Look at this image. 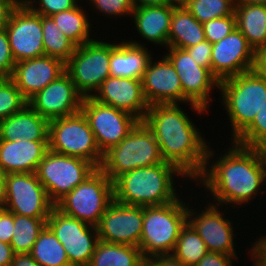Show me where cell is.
Returning a JSON list of instances; mask_svg holds the SVG:
<instances>
[{
  "mask_svg": "<svg viewBox=\"0 0 266 266\" xmlns=\"http://www.w3.org/2000/svg\"><path fill=\"white\" fill-rule=\"evenodd\" d=\"M178 105H151L143 122L153 132L163 161L196 180L210 164L208 160L214 152L208 149L202 134Z\"/></svg>",
  "mask_w": 266,
  "mask_h": 266,
  "instance_id": "1",
  "label": "cell"
},
{
  "mask_svg": "<svg viewBox=\"0 0 266 266\" xmlns=\"http://www.w3.org/2000/svg\"><path fill=\"white\" fill-rule=\"evenodd\" d=\"M230 151L213 161L211 169L205 167L198 177L203 185L210 190L218 203L247 202L264 184L266 171L260 154L256 148H248L233 142ZM207 168V169H206ZM208 170V171H207Z\"/></svg>",
  "mask_w": 266,
  "mask_h": 266,
  "instance_id": "2",
  "label": "cell"
},
{
  "mask_svg": "<svg viewBox=\"0 0 266 266\" xmlns=\"http://www.w3.org/2000/svg\"><path fill=\"white\" fill-rule=\"evenodd\" d=\"M184 174L173 164L136 168L120 175L114 182V200L130 206H158L178 199L173 174Z\"/></svg>",
  "mask_w": 266,
  "mask_h": 266,
  "instance_id": "3",
  "label": "cell"
},
{
  "mask_svg": "<svg viewBox=\"0 0 266 266\" xmlns=\"http://www.w3.org/2000/svg\"><path fill=\"white\" fill-rule=\"evenodd\" d=\"M177 199L171 203L143 207V228L139 243L142 256L152 258L171 254L187 223L188 207Z\"/></svg>",
  "mask_w": 266,
  "mask_h": 266,
  "instance_id": "4",
  "label": "cell"
},
{
  "mask_svg": "<svg viewBox=\"0 0 266 266\" xmlns=\"http://www.w3.org/2000/svg\"><path fill=\"white\" fill-rule=\"evenodd\" d=\"M218 88L230 117L234 140L266 102V78L251 69L219 82Z\"/></svg>",
  "mask_w": 266,
  "mask_h": 266,
  "instance_id": "5",
  "label": "cell"
},
{
  "mask_svg": "<svg viewBox=\"0 0 266 266\" xmlns=\"http://www.w3.org/2000/svg\"><path fill=\"white\" fill-rule=\"evenodd\" d=\"M162 162L153 132L143 121H139L117 146L103 154L99 168L114 182L124 173Z\"/></svg>",
  "mask_w": 266,
  "mask_h": 266,
  "instance_id": "6",
  "label": "cell"
},
{
  "mask_svg": "<svg viewBox=\"0 0 266 266\" xmlns=\"http://www.w3.org/2000/svg\"><path fill=\"white\" fill-rule=\"evenodd\" d=\"M114 201L113 181L97 168L81 184L60 199L55 207L62 213L97 226Z\"/></svg>",
  "mask_w": 266,
  "mask_h": 266,
  "instance_id": "7",
  "label": "cell"
},
{
  "mask_svg": "<svg viewBox=\"0 0 266 266\" xmlns=\"http://www.w3.org/2000/svg\"><path fill=\"white\" fill-rule=\"evenodd\" d=\"M48 144L49 150L85 159L96 168L102 163L103 154L82 111L50 120Z\"/></svg>",
  "mask_w": 266,
  "mask_h": 266,
  "instance_id": "8",
  "label": "cell"
},
{
  "mask_svg": "<svg viewBox=\"0 0 266 266\" xmlns=\"http://www.w3.org/2000/svg\"><path fill=\"white\" fill-rule=\"evenodd\" d=\"M111 44L93 40L76 46L65 63V72L70 76L77 91L83 97L92 96L110 76ZM91 93V94H90Z\"/></svg>",
  "mask_w": 266,
  "mask_h": 266,
  "instance_id": "9",
  "label": "cell"
},
{
  "mask_svg": "<svg viewBox=\"0 0 266 266\" xmlns=\"http://www.w3.org/2000/svg\"><path fill=\"white\" fill-rule=\"evenodd\" d=\"M96 169L85 159L48 150L35 173L50 200L56 204Z\"/></svg>",
  "mask_w": 266,
  "mask_h": 266,
  "instance_id": "10",
  "label": "cell"
},
{
  "mask_svg": "<svg viewBox=\"0 0 266 266\" xmlns=\"http://www.w3.org/2000/svg\"><path fill=\"white\" fill-rule=\"evenodd\" d=\"M1 206L13 214L48 219L55 204L36 173L7 174Z\"/></svg>",
  "mask_w": 266,
  "mask_h": 266,
  "instance_id": "11",
  "label": "cell"
},
{
  "mask_svg": "<svg viewBox=\"0 0 266 266\" xmlns=\"http://www.w3.org/2000/svg\"><path fill=\"white\" fill-rule=\"evenodd\" d=\"M46 226L63 245L71 266H88L99 241L96 226L68 216L56 207L51 211ZM91 232L95 234L92 236Z\"/></svg>",
  "mask_w": 266,
  "mask_h": 266,
  "instance_id": "12",
  "label": "cell"
},
{
  "mask_svg": "<svg viewBox=\"0 0 266 266\" xmlns=\"http://www.w3.org/2000/svg\"><path fill=\"white\" fill-rule=\"evenodd\" d=\"M81 111L102 154L117 146L139 122L130 113L102 104L91 96L83 98Z\"/></svg>",
  "mask_w": 266,
  "mask_h": 266,
  "instance_id": "13",
  "label": "cell"
},
{
  "mask_svg": "<svg viewBox=\"0 0 266 266\" xmlns=\"http://www.w3.org/2000/svg\"><path fill=\"white\" fill-rule=\"evenodd\" d=\"M166 58L176 70L183 90V103L189 102L198 113H203L208 108L210 90L219 87V81L212 73L191 57L186 49L168 47Z\"/></svg>",
  "mask_w": 266,
  "mask_h": 266,
  "instance_id": "14",
  "label": "cell"
},
{
  "mask_svg": "<svg viewBox=\"0 0 266 266\" xmlns=\"http://www.w3.org/2000/svg\"><path fill=\"white\" fill-rule=\"evenodd\" d=\"M15 62L44 56L42 16L23 1L5 26Z\"/></svg>",
  "mask_w": 266,
  "mask_h": 266,
  "instance_id": "15",
  "label": "cell"
},
{
  "mask_svg": "<svg viewBox=\"0 0 266 266\" xmlns=\"http://www.w3.org/2000/svg\"><path fill=\"white\" fill-rule=\"evenodd\" d=\"M256 51L236 28L212 44L211 73L219 81L254 69Z\"/></svg>",
  "mask_w": 266,
  "mask_h": 266,
  "instance_id": "16",
  "label": "cell"
},
{
  "mask_svg": "<svg viewBox=\"0 0 266 266\" xmlns=\"http://www.w3.org/2000/svg\"><path fill=\"white\" fill-rule=\"evenodd\" d=\"M96 227L101 241L139 247L143 206L124 205L114 200Z\"/></svg>",
  "mask_w": 266,
  "mask_h": 266,
  "instance_id": "17",
  "label": "cell"
},
{
  "mask_svg": "<svg viewBox=\"0 0 266 266\" xmlns=\"http://www.w3.org/2000/svg\"><path fill=\"white\" fill-rule=\"evenodd\" d=\"M83 98L70 76L64 72L33 96L28 104L50 121L81 111Z\"/></svg>",
  "mask_w": 266,
  "mask_h": 266,
  "instance_id": "18",
  "label": "cell"
},
{
  "mask_svg": "<svg viewBox=\"0 0 266 266\" xmlns=\"http://www.w3.org/2000/svg\"><path fill=\"white\" fill-rule=\"evenodd\" d=\"M91 97L96 101L123 110L143 121L149 104L144 96L142 80L109 76Z\"/></svg>",
  "mask_w": 266,
  "mask_h": 266,
  "instance_id": "19",
  "label": "cell"
},
{
  "mask_svg": "<svg viewBox=\"0 0 266 266\" xmlns=\"http://www.w3.org/2000/svg\"><path fill=\"white\" fill-rule=\"evenodd\" d=\"M64 72L65 63L61 59L44 55L16 62L9 78L29 101Z\"/></svg>",
  "mask_w": 266,
  "mask_h": 266,
  "instance_id": "20",
  "label": "cell"
},
{
  "mask_svg": "<svg viewBox=\"0 0 266 266\" xmlns=\"http://www.w3.org/2000/svg\"><path fill=\"white\" fill-rule=\"evenodd\" d=\"M152 63L150 59L141 79L149 106L183 102L182 85L172 63L165 56Z\"/></svg>",
  "mask_w": 266,
  "mask_h": 266,
  "instance_id": "21",
  "label": "cell"
},
{
  "mask_svg": "<svg viewBox=\"0 0 266 266\" xmlns=\"http://www.w3.org/2000/svg\"><path fill=\"white\" fill-rule=\"evenodd\" d=\"M192 209L187 210V222L195 229L204 241L208 251L227 255H236L234 249L233 228L230 220H226L218 207L208 205L206 211L197 214L194 218ZM192 216V217H191Z\"/></svg>",
  "mask_w": 266,
  "mask_h": 266,
  "instance_id": "22",
  "label": "cell"
},
{
  "mask_svg": "<svg viewBox=\"0 0 266 266\" xmlns=\"http://www.w3.org/2000/svg\"><path fill=\"white\" fill-rule=\"evenodd\" d=\"M48 150V140H0V164L7 174L35 173Z\"/></svg>",
  "mask_w": 266,
  "mask_h": 266,
  "instance_id": "23",
  "label": "cell"
},
{
  "mask_svg": "<svg viewBox=\"0 0 266 266\" xmlns=\"http://www.w3.org/2000/svg\"><path fill=\"white\" fill-rule=\"evenodd\" d=\"M49 120L37 113L29 104L0 121V140H48Z\"/></svg>",
  "mask_w": 266,
  "mask_h": 266,
  "instance_id": "24",
  "label": "cell"
},
{
  "mask_svg": "<svg viewBox=\"0 0 266 266\" xmlns=\"http://www.w3.org/2000/svg\"><path fill=\"white\" fill-rule=\"evenodd\" d=\"M152 59L147 48L136 41L111 44L110 76L141 80Z\"/></svg>",
  "mask_w": 266,
  "mask_h": 266,
  "instance_id": "25",
  "label": "cell"
},
{
  "mask_svg": "<svg viewBox=\"0 0 266 266\" xmlns=\"http://www.w3.org/2000/svg\"><path fill=\"white\" fill-rule=\"evenodd\" d=\"M175 6L152 5L134 8L131 16L134 17L140 36L152 43L168 47V34Z\"/></svg>",
  "mask_w": 266,
  "mask_h": 266,
  "instance_id": "26",
  "label": "cell"
},
{
  "mask_svg": "<svg viewBox=\"0 0 266 266\" xmlns=\"http://www.w3.org/2000/svg\"><path fill=\"white\" fill-rule=\"evenodd\" d=\"M204 40L203 23L199 22L183 4L176 5L171 17L168 47L186 49Z\"/></svg>",
  "mask_w": 266,
  "mask_h": 266,
  "instance_id": "27",
  "label": "cell"
},
{
  "mask_svg": "<svg viewBox=\"0 0 266 266\" xmlns=\"http://www.w3.org/2000/svg\"><path fill=\"white\" fill-rule=\"evenodd\" d=\"M237 29L256 51L266 43V5L236 4L234 9Z\"/></svg>",
  "mask_w": 266,
  "mask_h": 266,
  "instance_id": "28",
  "label": "cell"
},
{
  "mask_svg": "<svg viewBox=\"0 0 266 266\" xmlns=\"http://www.w3.org/2000/svg\"><path fill=\"white\" fill-rule=\"evenodd\" d=\"M143 259L137 246L99 240L88 266H139Z\"/></svg>",
  "mask_w": 266,
  "mask_h": 266,
  "instance_id": "29",
  "label": "cell"
},
{
  "mask_svg": "<svg viewBox=\"0 0 266 266\" xmlns=\"http://www.w3.org/2000/svg\"><path fill=\"white\" fill-rule=\"evenodd\" d=\"M29 254L40 266H71L63 245L47 226L39 233Z\"/></svg>",
  "mask_w": 266,
  "mask_h": 266,
  "instance_id": "30",
  "label": "cell"
},
{
  "mask_svg": "<svg viewBox=\"0 0 266 266\" xmlns=\"http://www.w3.org/2000/svg\"><path fill=\"white\" fill-rule=\"evenodd\" d=\"M76 7L53 14L51 17L55 21L58 29L64 33L76 46L91 42L89 38L90 23L85 16L82 7Z\"/></svg>",
  "mask_w": 266,
  "mask_h": 266,
  "instance_id": "31",
  "label": "cell"
},
{
  "mask_svg": "<svg viewBox=\"0 0 266 266\" xmlns=\"http://www.w3.org/2000/svg\"><path fill=\"white\" fill-rule=\"evenodd\" d=\"M46 222L47 219L14 214V230L10 242L14 253H30L39 233L46 226Z\"/></svg>",
  "mask_w": 266,
  "mask_h": 266,
  "instance_id": "32",
  "label": "cell"
},
{
  "mask_svg": "<svg viewBox=\"0 0 266 266\" xmlns=\"http://www.w3.org/2000/svg\"><path fill=\"white\" fill-rule=\"evenodd\" d=\"M208 252L204 241L187 222L180 230L177 243L171 254L185 265L195 266Z\"/></svg>",
  "mask_w": 266,
  "mask_h": 266,
  "instance_id": "33",
  "label": "cell"
},
{
  "mask_svg": "<svg viewBox=\"0 0 266 266\" xmlns=\"http://www.w3.org/2000/svg\"><path fill=\"white\" fill-rule=\"evenodd\" d=\"M42 30L45 55L59 58L66 63L76 45L58 29L51 16H42Z\"/></svg>",
  "mask_w": 266,
  "mask_h": 266,
  "instance_id": "34",
  "label": "cell"
},
{
  "mask_svg": "<svg viewBox=\"0 0 266 266\" xmlns=\"http://www.w3.org/2000/svg\"><path fill=\"white\" fill-rule=\"evenodd\" d=\"M183 5L201 23L234 13L230 0H186Z\"/></svg>",
  "mask_w": 266,
  "mask_h": 266,
  "instance_id": "35",
  "label": "cell"
},
{
  "mask_svg": "<svg viewBox=\"0 0 266 266\" xmlns=\"http://www.w3.org/2000/svg\"><path fill=\"white\" fill-rule=\"evenodd\" d=\"M28 101L23 97L15 83L5 77L0 82V121L21 111Z\"/></svg>",
  "mask_w": 266,
  "mask_h": 266,
  "instance_id": "36",
  "label": "cell"
},
{
  "mask_svg": "<svg viewBox=\"0 0 266 266\" xmlns=\"http://www.w3.org/2000/svg\"><path fill=\"white\" fill-rule=\"evenodd\" d=\"M266 141V102L253 121L233 140L234 143L257 148Z\"/></svg>",
  "mask_w": 266,
  "mask_h": 266,
  "instance_id": "37",
  "label": "cell"
},
{
  "mask_svg": "<svg viewBox=\"0 0 266 266\" xmlns=\"http://www.w3.org/2000/svg\"><path fill=\"white\" fill-rule=\"evenodd\" d=\"M205 40L211 44L221 41L225 36L229 35L236 29V17L232 15L205 21L203 23Z\"/></svg>",
  "mask_w": 266,
  "mask_h": 266,
  "instance_id": "38",
  "label": "cell"
},
{
  "mask_svg": "<svg viewBox=\"0 0 266 266\" xmlns=\"http://www.w3.org/2000/svg\"><path fill=\"white\" fill-rule=\"evenodd\" d=\"M23 2L34 12L41 16H52L53 14L60 13L62 11L70 10L77 6L76 0H38V4L41 6L39 9L33 7L35 0H23ZM32 5V6H31Z\"/></svg>",
  "mask_w": 266,
  "mask_h": 266,
  "instance_id": "39",
  "label": "cell"
},
{
  "mask_svg": "<svg viewBox=\"0 0 266 266\" xmlns=\"http://www.w3.org/2000/svg\"><path fill=\"white\" fill-rule=\"evenodd\" d=\"M90 1V0H89ZM94 8H97L100 13L103 12L108 15H130L132 14L134 0H91Z\"/></svg>",
  "mask_w": 266,
  "mask_h": 266,
  "instance_id": "40",
  "label": "cell"
},
{
  "mask_svg": "<svg viewBox=\"0 0 266 266\" xmlns=\"http://www.w3.org/2000/svg\"><path fill=\"white\" fill-rule=\"evenodd\" d=\"M16 62L14 60L6 28L0 29V73L10 77Z\"/></svg>",
  "mask_w": 266,
  "mask_h": 266,
  "instance_id": "41",
  "label": "cell"
},
{
  "mask_svg": "<svg viewBox=\"0 0 266 266\" xmlns=\"http://www.w3.org/2000/svg\"><path fill=\"white\" fill-rule=\"evenodd\" d=\"M186 50L198 65L207 68L211 72L212 44L209 41L204 40L196 46L186 48Z\"/></svg>",
  "mask_w": 266,
  "mask_h": 266,
  "instance_id": "42",
  "label": "cell"
},
{
  "mask_svg": "<svg viewBox=\"0 0 266 266\" xmlns=\"http://www.w3.org/2000/svg\"><path fill=\"white\" fill-rule=\"evenodd\" d=\"M14 230V214L0 206V241L10 244Z\"/></svg>",
  "mask_w": 266,
  "mask_h": 266,
  "instance_id": "43",
  "label": "cell"
},
{
  "mask_svg": "<svg viewBox=\"0 0 266 266\" xmlns=\"http://www.w3.org/2000/svg\"><path fill=\"white\" fill-rule=\"evenodd\" d=\"M236 255L208 252L195 266H232V259Z\"/></svg>",
  "mask_w": 266,
  "mask_h": 266,
  "instance_id": "44",
  "label": "cell"
},
{
  "mask_svg": "<svg viewBox=\"0 0 266 266\" xmlns=\"http://www.w3.org/2000/svg\"><path fill=\"white\" fill-rule=\"evenodd\" d=\"M23 0H0V29L4 28L14 11Z\"/></svg>",
  "mask_w": 266,
  "mask_h": 266,
  "instance_id": "45",
  "label": "cell"
},
{
  "mask_svg": "<svg viewBox=\"0 0 266 266\" xmlns=\"http://www.w3.org/2000/svg\"><path fill=\"white\" fill-rule=\"evenodd\" d=\"M14 256L11 245L0 241V266H11Z\"/></svg>",
  "mask_w": 266,
  "mask_h": 266,
  "instance_id": "46",
  "label": "cell"
},
{
  "mask_svg": "<svg viewBox=\"0 0 266 266\" xmlns=\"http://www.w3.org/2000/svg\"><path fill=\"white\" fill-rule=\"evenodd\" d=\"M158 266H187L172 254L158 255L151 258Z\"/></svg>",
  "mask_w": 266,
  "mask_h": 266,
  "instance_id": "47",
  "label": "cell"
},
{
  "mask_svg": "<svg viewBox=\"0 0 266 266\" xmlns=\"http://www.w3.org/2000/svg\"><path fill=\"white\" fill-rule=\"evenodd\" d=\"M254 69L266 78V49L256 50Z\"/></svg>",
  "mask_w": 266,
  "mask_h": 266,
  "instance_id": "48",
  "label": "cell"
},
{
  "mask_svg": "<svg viewBox=\"0 0 266 266\" xmlns=\"http://www.w3.org/2000/svg\"><path fill=\"white\" fill-rule=\"evenodd\" d=\"M11 266H40L29 253L15 254Z\"/></svg>",
  "mask_w": 266,
  "mask_h": 266,
  "instance_id": "49",
  "label": "cell"
},
{
  "mask_svg": "<svg viewBox=\"0 0 266 266\" xmlns=\"http://www.w3.org/2000/svg\"><path fill=\"white\" fill-rule=\"evenodd\" d=\"M254 245L251 248V256L255 259V266H266V253L256 243Z\"/></svg>",
  "mask_w": 266,
  "mask_h": 266,
  "instance_id": "50",
  "label": "cell"
},
{
  "mask_svg": "<svg viewBox=\"0 0 266 266\" xmlns=\"http://www.w3.org/2000/svg\"><path fill=\"white\" fill-rule=\"evenodd\" d=\"M138 2V3H137ZM152 5H177L172 0H134V6H152Z\"/></svg>",
  "mask_w": 266,
  "mask_h": 266,
  "instance_id": "51",
  "label": "cell"
},
{
  "mask_svg": "<svg viewBox=\"0 0 266 266\" xmlns=\"http://www.w3.org/2000/svg\"><path fill=\"white\" fill-rule=\"evenodd\" d=\"M6 177H7V172L5 171V169L0 164V199H1L3 192H4V189H5Z\"/></svg>",
  "mask_w": 266,
  "mask_h": 266,
  "instance_id": "52",
  "label": "cell"
},
{
  "mask_svg": "<svg viewBox=\"0 0 266 266\" xmlns=\"http://www.w3.org/2000/svg\"><path fill=\"white\" fill-rule=\"evenodd\" d=\"M260 154L263 166L266 171V141L256 148Z\"/></svg>",
  "mask_w": 266,
  "mask_h": 266,
  "instance_id": "53",
  "label": "cell"
},
{
  "mask_svg": "<svg viewBox=\"0 0 266 266\" xmlns=\"http://www.w3.org/2000/svg\"><path fill=\"white\" fill-rule=\"evenodd\" d=\"M237 4H263V5H266V0H238Z\"/></svg>",
  "mask_w": 266,
  "mask_h": 266,
  "instance_id": "54",
  "label": "cell"
},
{
  "mask_svg": "<svg viewBox=\"0 0 266 266\" xmlns=\"http://www.w3.org/2000/svg\"><path fill=\"white\" fill-rule=\"evenodd\" d=\"M139 266H158L151 258H144Z\"/></svg>",
  "mask_w": 266,
  "mask_h": 266,
  "instance_id": "55",
  "label": "cell"
},
{
  "mask_svg": "<svg viewBox=\"0 0 266 266\" xmlns=\"http://www.w3.org/2000/svg\"><path fill=\"white\" fill-rule=\"evenodd\" d=\"M256 244L266 253V237L258 239Z\"/></svg>",
  "mask_w": 266,
  "mask_h": 266,
  "instance_id": "56",
  "label": "cell"
},
{
  "mask_svg": "<svg viewBox=\"0 0 266 266\" xmlns=\"http://www.w3.org/2000/svg\"><path fill=\"white\" fill-rule=\"evenodd\" d=\"M175 4L181 5L183 4L186 0H172Z\"/></svg>",
  "mask_w": 266,
  "mask_h": 266,
  "instance_id": "57",
  "label": "cell"
},
{
  "mask_svg": "<svg viewBox=\"0 0 266 266\" xmlns=\"http://www.w3.org/2000/svg\"><path fill=\"white\" fill-rule=\"evenodd\" d=\"M4 78H5V76H4L2 73H0V82H1Z\"/></svg>",
  "mask_w": 266,
  "mask_h": 266,
  "instance_id": "58",
  "label": "cell"
},
{
  "mask_svg": "<svg viewBox=\"0 0 266 266\" xmlns=\"http://www.w3.org/2000/svg\"><path fill=\"white\" fill-rule=\"evenodd\" d=\"M234 5L237 4L238 0H230Z\"/></svg>",
  "mask_w": 266,
  "mask_h": 266,
  "instance_id": "59",
  "label": "cell"
},
{
  "mask_svg": "<svg viewBox=\"0 0 266 266\" xmlns=\"http://www.w3.org/2000/svg\"><path fill=\"white\" fill-rule=\"evenodd\" d=\"M261 49H266V43H265V45Z\"/></svg>",
  "mask_w": 266,
  "mask_h": 266,
  "instance_id": "60",
  "label": "cell"
}]
</instances>
